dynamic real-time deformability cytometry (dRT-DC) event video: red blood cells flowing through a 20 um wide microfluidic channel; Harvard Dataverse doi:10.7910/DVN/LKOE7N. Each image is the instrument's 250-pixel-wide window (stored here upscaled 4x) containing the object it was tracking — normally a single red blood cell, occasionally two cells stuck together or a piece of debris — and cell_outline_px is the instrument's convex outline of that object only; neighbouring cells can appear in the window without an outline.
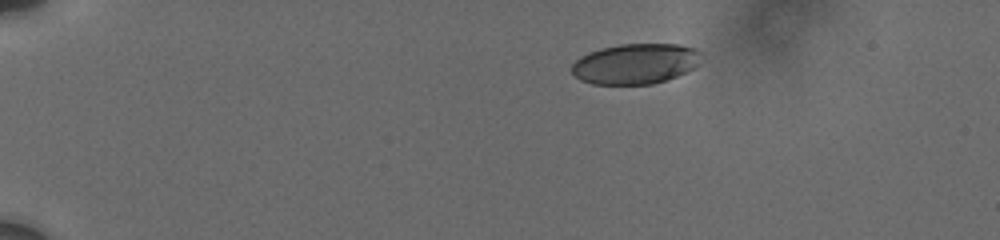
{"species": "human", "species_latin": "Homo sapiens", "temperature_condition": "cold", "stored_images_in_passage": 59, "camera_frame_rate_fps": 3000, "um_per_image_px": 0.085, "donor": {"sex": "male"}, "frame": {"image": 1, "passage_image": 1, "time_ms": 0.0, "image_size_px": [1000, 240], "cell_outline_px": [[700, 64], [676, 76], [652, 84], [592, 84], [580, 80], [572, 72], [572, 64], [580, 56], [588, 52], [600, 48], [620, 44], [680, 44], [692, 48], [700, 52]], "centroid_in_image_um": [53.98, 5.41], "position_along_channel_um": 31.0, "area_um2": 30.4}}
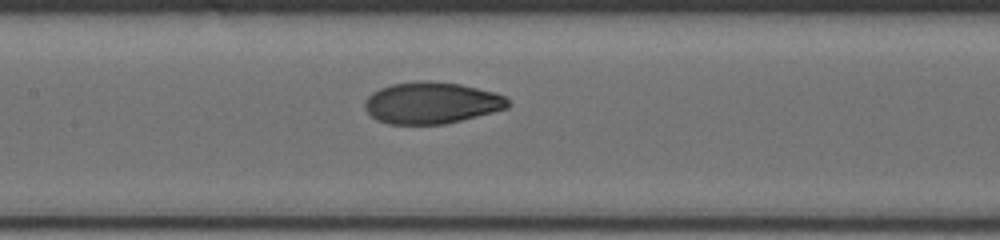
{"frame": {"image": 2, "passage_image": 25, "time_ms": 6.333, "image_size_px": [1000, 240], "cell_outline_px": [[512, 104], [508, 108], [444, 124], [388, 124], [376, 120], [364, 108], [364, 100], [372, 92], [380, 88], [392, 84], [416, 80], [428, 80], [460, 84], [496, 92], [504, 96]], "centroid_in_image_um": [36.66, 8.73], "position_along_channel_um": 170.7, "area_um2": 34.91}}
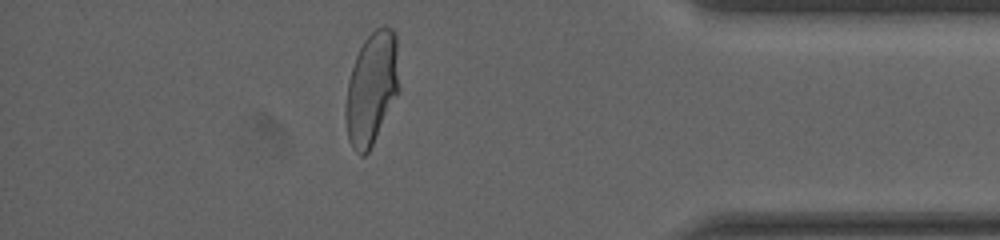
{"frame": {"image": 3, "passage_image": 51, "time_ms": 13.333, "image_size_px": [1000, 240], "cell_outline_px": [[400, 92], [368, 152], [364, 156], [360, 156], [352, 148], [348, 140], [344, 116], [344, 108], [348, 80], [356, 56], [364, 40], [376, 28], [384, 24], [392, 28], [396, 36], [400, 88]], "centroid_in_image_um": [31.6, 7.52], "position_along_channel_um": 403.6, "area_um2": 35.72}, "authors_computed_cell_mechanics": {"area_um2": 34.7956, "velocity_mm_per_s": 3.6995, "shape_relaxation_time_tau1_ms": 6.3869, "shape_relaxation_time_tau2_ms": 1.132, "deformation_change_tau1": 0.194, "deformation_change_tau2": 0.0503}}